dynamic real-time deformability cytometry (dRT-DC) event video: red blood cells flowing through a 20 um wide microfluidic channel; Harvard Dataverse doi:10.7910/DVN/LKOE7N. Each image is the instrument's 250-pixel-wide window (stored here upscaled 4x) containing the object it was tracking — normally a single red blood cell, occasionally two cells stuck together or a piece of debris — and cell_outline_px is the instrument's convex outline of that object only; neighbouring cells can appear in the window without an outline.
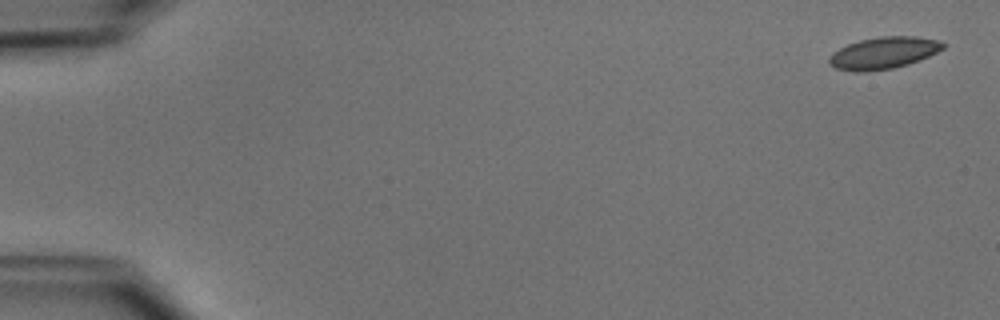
{"species": "common noctule bat (a hibernating species)", "species_latin": "Nyctalus noctula", "temperature_condition": "cold", "stored_images_in_passage": 51, "camera_frame_rate_fps": 3000, "um_per_image_px": 0.085, "animal": {"sex": "male", "body_mass_g": 15.6}, "frame": {"image": 1, "passage_image": 1, "time_ms": 0.0, "image_size_px": [1000, 320], "cell_outline_px": [[944, 48], [920, 60], [908, 64], [892, 68], [868, 72], [852, 72], [836, 68], [828, 64], [828, 56], [832, 52], [848, 44], [860, 40], [880, 36], [916, 36], [936, 40], [944, 44]], "centroid_in_image_um": [75.04, 4.51], "position_along_channel_um": 10.0, "area_um2": 21.21}}
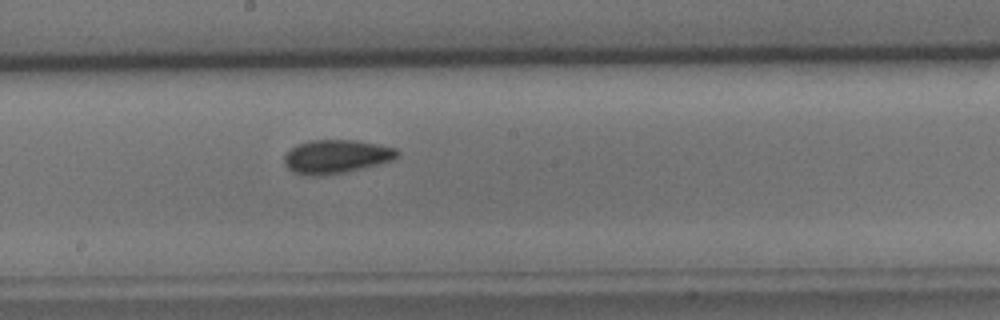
{"frame": {"image": 2, "passage_image": 28, "time_ms": 9.0, "image_size_px": [1000, 320], "cell_outline_px": [[400, 156], [392, 160], [344, 172], [324, 176], [304, 176], [292, 172], [284, 164], [284, 156], [296, 144], [308, 140], [356, 140], [396, 148], [400, 152]], "centroid_in_image_um": [28.54, 13.31], "position_along_channel_um": 219.7, "area_um2": 22.25}}
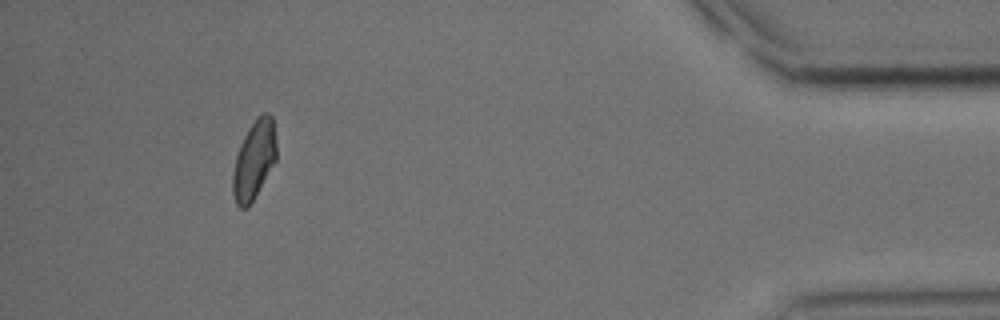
{"frame": {"image": 3, "passage_image": 47, "time_ms": 15.333, "image_size_px": [1000, 320], "cell_outline_px": [[276, 160], [248, 208], [240, 208], [236, 204], [232, 192], [232, 172], [236, 156], [240, 144], [248, 128], [256, 116], [260, 112], [268, 112], [272, 116], [276, 140]], "centroid_in_image_um": [21.58, 13.56], "position_along_channel_um": 413.6, "area_um2": 20.17}, "authors_computed_cell_mechanics": {"area_um2": 21.0392, "velocity_mm_per_s": 3.9301, "shape_relaxation_time_tau1_ms": 3.3161, "shape_relaxation_time_tau2_ms": 1.6482, "deformation_change_tau1": 0.0921, "deformation_change_tau2": 0.0641}}